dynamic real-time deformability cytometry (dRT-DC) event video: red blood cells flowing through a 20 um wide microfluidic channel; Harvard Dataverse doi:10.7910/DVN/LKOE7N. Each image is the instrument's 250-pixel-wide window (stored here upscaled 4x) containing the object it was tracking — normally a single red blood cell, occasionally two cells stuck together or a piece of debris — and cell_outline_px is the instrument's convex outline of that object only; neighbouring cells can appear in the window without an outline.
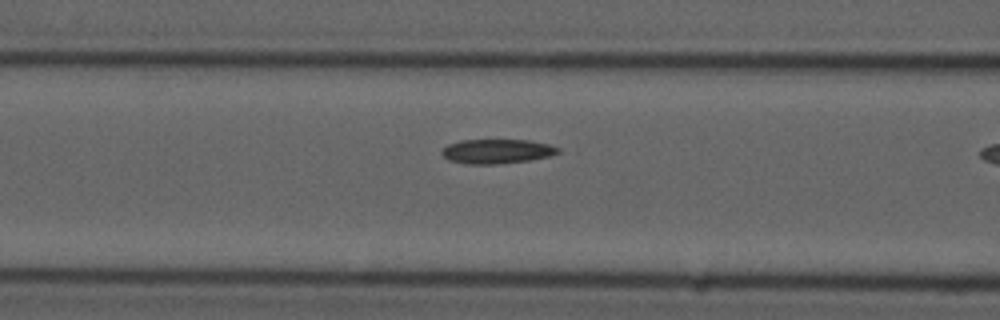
{"species": "common noctule bat (a hibernating species)", "species_latin": "Nyctalus noctula", "temperature_condition": "cold", "stored_images_in_passage": 11, "camera_frame_rate_fps": 3000, "um_per_image_px": 0.085, "animal": {"sex": "male", "forearm_length_mm": 52.5}, "frame": {"image": 1, "passage_image": 10, "time_ms": 3.0, "image_size_px": [1000, 320], "cell_outline_px": [[560, 152], [548, 156], [532, 160], [500, 164], [468, 164], [448, 160], [440, 152], [448, 144], [460, 140], [528, 140], [548, 144], [560, 148]], "centroid_in_image_um": [42.23, 12.87], "position_along_channel_um": 124.4, "area_um2": 16.59}}